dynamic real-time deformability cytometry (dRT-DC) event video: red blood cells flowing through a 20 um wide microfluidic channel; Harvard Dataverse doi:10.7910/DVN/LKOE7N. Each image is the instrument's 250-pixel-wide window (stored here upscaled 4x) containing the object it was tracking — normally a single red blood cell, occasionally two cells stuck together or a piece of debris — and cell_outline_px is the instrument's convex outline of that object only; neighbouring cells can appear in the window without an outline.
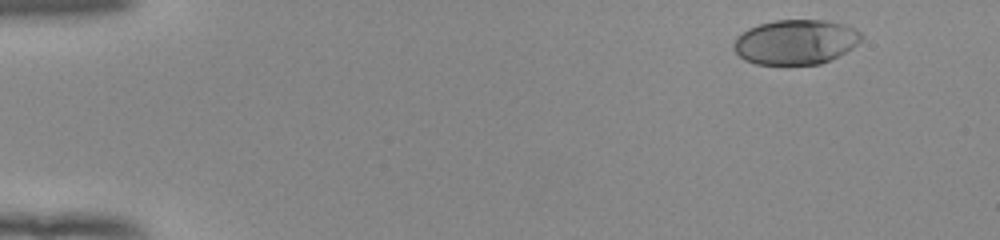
{"species": "human", "species_latin": "Homo sapiens", "temperature_condition": "room temperature", "stored_images_in_passage": 49, "camera_frame_rate_fps": 3000, "um_per_image_px": 0.085, "donor": {"sex": "female"}, "frame": {"image": 1, "passage_image": 1, "time_ms": 0.0, "image_size_px": [1000, 240], "cell_outline_px": [[864, 36], [852, 48], [820, 64], [756, 64], [744, 60], [736, 52], [732, 44], [736, 36], [748, 28], [760, 24], [776, 20], [824, 20], [844, 24], [856, 28]], "centroid_in_image_um": [67.61, 3.56], "position_along_channel_um": 17.4, "area_um2": 33.23}}
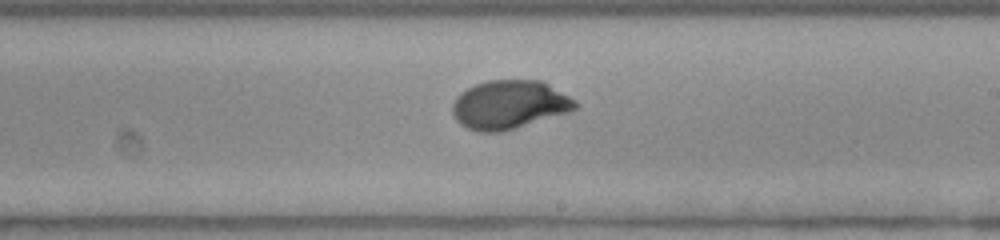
{"frame": {"image": 2, "passage_image": 28, "time_ms": 9.0, "image_size_px": [1000, 240], "cell_outline_px": [[580, 104], [576, 108], [568, 112], [516, 128], [500, 132], [480, 132], [468, 128], [460, 124], [456, 120], [452, 112], [452, 104], [456, 96], [460, 92], [476, 84], [488, 80], [544, 80], [576, 100]], "centroid_in_image_um": [43.3, 8.88], "position_along_channel_um": 245.7, "area_um2": 35.03}}
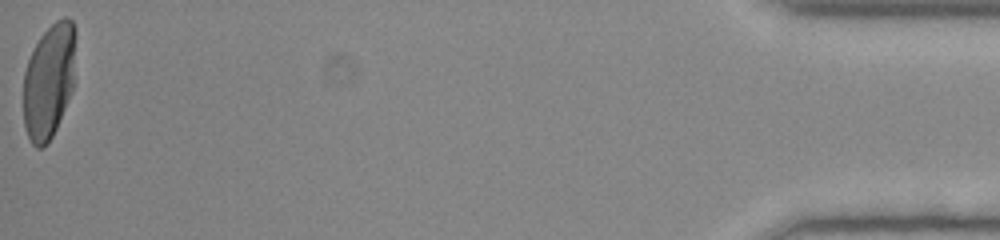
{"frame": {"image": 3, "passage_image": 49, "time_ms": 16.0, "image_size_px": [1000, 240], "cell_outline_px": [[76, 36], [72, 92], [56, 128], [48, 144], [44, 148], [36, 148], [32, 144], [24, 128], [24, 72], [28, 60], [40, 36], [56, 20], [64, 16], [72, 20], [76, 28]], "centroid_in_image_um": [4.17, 6.88], "position_along_channel_um": 431.0, "area_um2": 35.2}, "authors_computed_cell_mechanics": {"area_um2": 34.5066, "velocity_mm_per_s": 3.9271, "shape_relaxation_time_tau1_ms": 3.2136, "shape_relaxation_time_tau2_ms": null, "deformation_change_tau1": 0.1844, "deformation_change_tau2": null}}